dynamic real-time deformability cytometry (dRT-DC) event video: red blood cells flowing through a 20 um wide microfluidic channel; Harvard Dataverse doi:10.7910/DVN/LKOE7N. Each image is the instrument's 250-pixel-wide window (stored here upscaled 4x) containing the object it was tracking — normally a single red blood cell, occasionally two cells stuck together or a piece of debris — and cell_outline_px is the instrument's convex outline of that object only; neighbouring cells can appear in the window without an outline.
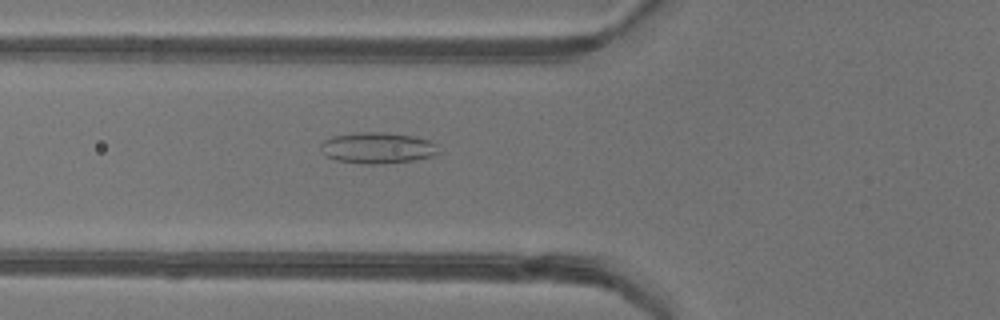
{"species": "common noctule bat (a hibernating species)", "species_latin": "Nyctalus noctula", "temperature_condition": "warm", "stored_images_in_passage": 49, "camera_frame_rate_fps": 3000, "um_per_image_px": 0.085, "animal": {"sex": "female"}, "frame": {"image": 1, "passage_image": 19, "time_ms": 6.0, "image_size_px": [1000, 320], "cell_outline_px": [[440, 152], [432, 156], [412, 160], [380, 164], [364, 164], [336, 160], [324, 156], [320, 144], [324, 140], [332, 136], [360, 132], [384, 132], [412, 136], [428, 140], [436, 144]], "centroid_in_image_um": [32.06, 12.57], "position_along_channel_um": 93.7, "area_um2": 21.33}}
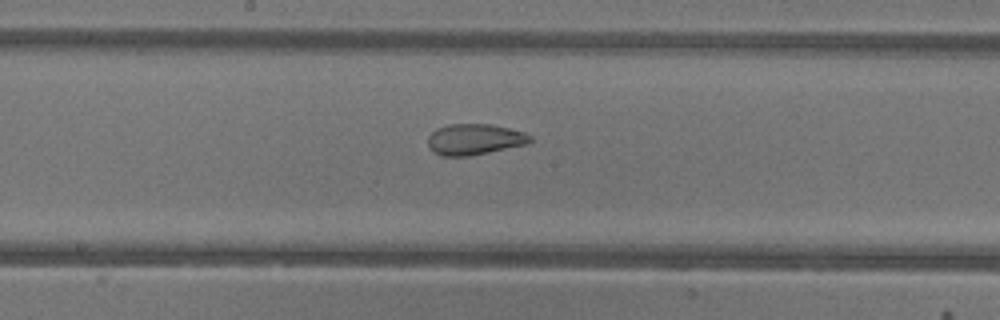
{"frame": {"image": 2, "passage_image": 27, "time_ms": 8.667, "image_size_px": [1000, 320], "cell_outline_px": [[532, 140], [528, 144], [468, 156], [444, 156], [432, 152], [428, 148], [428, 136], [436, 128], [448, 124], [492, 124], [524, 132], [532, 136]], "centroid_in_image_um": [40.31, 11.84], "position_along_channel_um": 207.9, "area_um2": 18.55}}
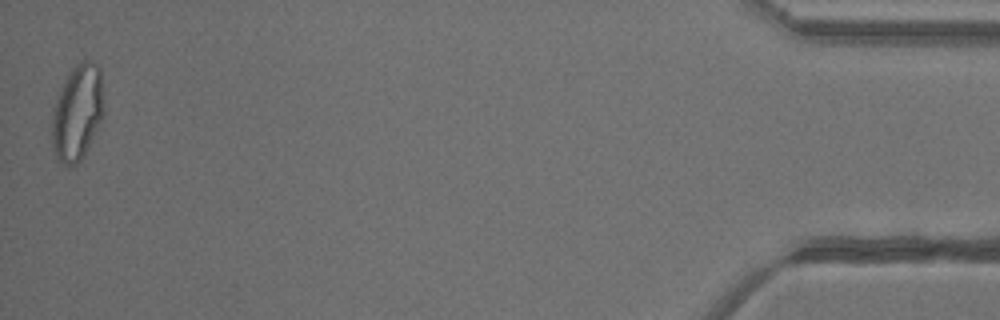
{"frame": {"image": 3, "passage_image": 49, "time_ms": 16.0, "image_size_px": [1000, 320], "cell_outline_px": [[104, 112], [84, 156], [72, 168], [68, 168], [56, 160], [52, 148], [52, 108], [72, 68], [76, 64], [84, 60], [92, 60], [100, 68], [104, 108]], "centroid_in_image_um": [6.56, 9.62], "position_along_channel_um": 428.6, "area_um2": 29.02}, "authors_computed_cell_mechanics": {"area_um2": 24.2182, "velocity_mm_per_s": 4.2657, "shape_relaxation_time_tau1_ms": null, "shape_relaxation_time_tau2_ms": 1.1379, "deformation_change_tau1": null, "deformation_change_tau2": 0.078}}